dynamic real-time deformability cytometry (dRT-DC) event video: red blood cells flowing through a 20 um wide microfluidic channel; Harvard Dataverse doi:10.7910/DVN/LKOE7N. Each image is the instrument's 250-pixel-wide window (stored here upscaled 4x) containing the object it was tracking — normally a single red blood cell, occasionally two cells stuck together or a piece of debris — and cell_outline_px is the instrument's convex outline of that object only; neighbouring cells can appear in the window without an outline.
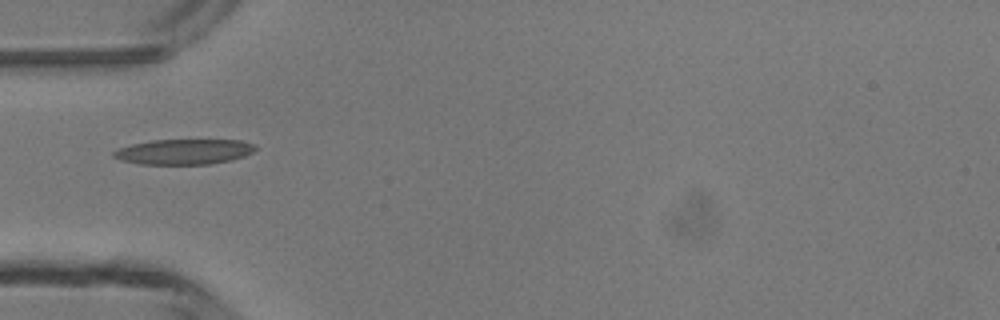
{"species": "common noctule bat (a hibernating species)", "species_latin": "Nyctalus noctula", "temperature_condition": "room temperature", "stored_images_in_passage": 1, "camera_frame_rate_fps": 3000, "um_per_image_px": 0.085, "animal": {"sex": "male", "body_mass_g": 13.3}, "frame": {"image": 1, "passage_image": 1, "time_ms": 0.0, "image_size_px": [1000, 320], "cell_outline_px": [[256, 148], [252, 152], [244, 156], [232, 160], [208, 164], [140, 164], [120, 160], [112, 156], [112, 152], [120, 148], [132, 144], [152, 140], [240, 140], [256, 144]], "centroid_in_image_um": [15.64, 12.89], "position_along_channel_um": 69.4, "area_um2": 20.87}}